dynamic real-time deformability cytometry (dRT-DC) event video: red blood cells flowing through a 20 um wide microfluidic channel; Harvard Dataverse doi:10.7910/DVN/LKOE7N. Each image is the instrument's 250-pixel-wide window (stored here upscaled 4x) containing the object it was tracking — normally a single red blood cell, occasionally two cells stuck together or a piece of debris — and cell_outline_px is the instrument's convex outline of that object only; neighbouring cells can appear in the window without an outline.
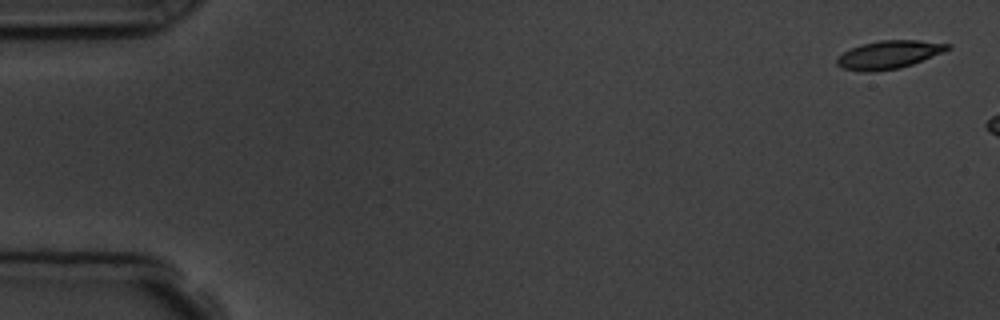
{"species": "common noctule bat (a hibernating species)", "species_latin": "Nyctalus noctula", "temperature_condition": "room temperature", "stored_images_in_passage": 3, "camera_frame_rate_fps": 3000, "um_per_image_px": 0.085, "animal": {"sex": "male", "body_mass_g": 19.5, "forearm_length_mm": 54.6}, "frame": {"image": 1, "passage_image": 1, "time_ms": 0.0, "image_size_px": [1000, 320], "cell_outline_px": [[952, 48], [912, 64], [900, 68], [872, 72], [860, 72], [844, 68], [836, 64], [836, 56], [852, 48], [864, 44], [880, 40], [920, 40], [952, 44]], "centroid_in_image_um": [75.55, 4.65], "position_along_channel_um": 9.5, "area_um2": 18.09}}